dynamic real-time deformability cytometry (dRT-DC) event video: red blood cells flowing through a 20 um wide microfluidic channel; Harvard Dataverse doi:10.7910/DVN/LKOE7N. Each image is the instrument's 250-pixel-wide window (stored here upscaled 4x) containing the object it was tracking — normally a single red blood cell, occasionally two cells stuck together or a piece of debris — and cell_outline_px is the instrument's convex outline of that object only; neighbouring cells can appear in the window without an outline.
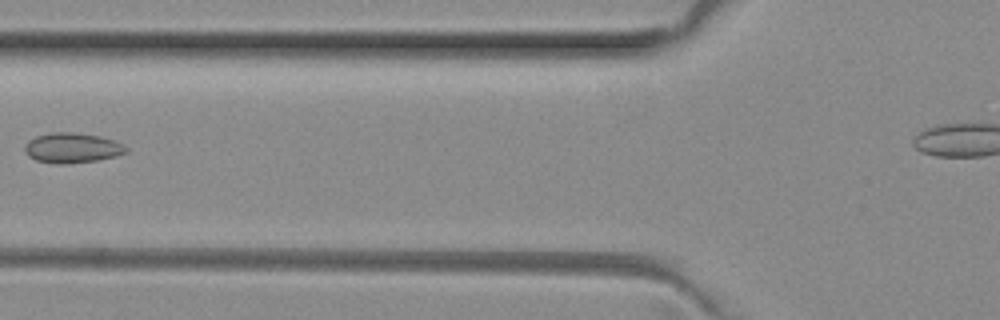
{"species": "common noctule bat (a hibernating species)", "species_latin": "Nyctalus noctula", "temperature_condition": "room temperature", "stored_images_in_passage": 7, "camera_frame_rate_fps": 3000, "um_per_image_px": 0.085, "animal": {"sex": "female", "body_mass_g": 29.2, "forearm_length_mm": 56.3}, "frame": {"image": 1, "passage_image": 5, "time_ms": 1.333, "image_size_px": [1000, 320], "cell_outline_px": [[128, 152], [116, 156], [96, 160], [64, 164], [60, 164], [36, 160], [28, 156], [24, 148], [28, 140], [36, 136], [52, 132], [72, 132], [100, 136], [112, 140], [128, 148]], "centroid_in_image_um": [6.12, 12.57], "position_along_channel_um": 119.7, "area_um2": 17.57}}
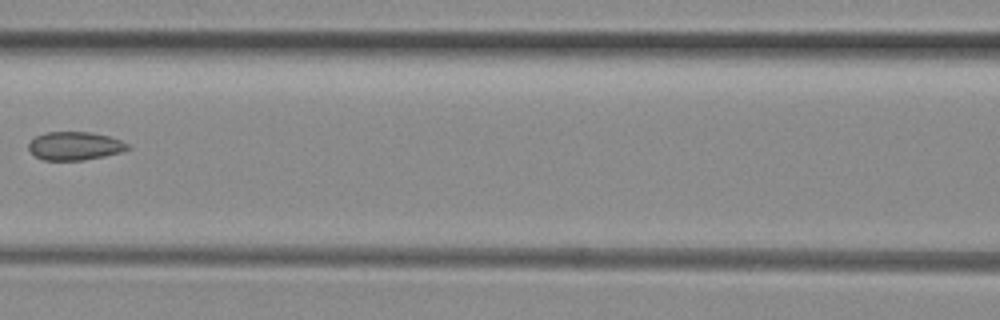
{"frame": {"image": 2, "passage_image": 6, "time_ms": 1.667, "image_size_px": [1000, 320], "cell_outline_px": [[128, 148], [120, 152], [104, 156], [84, 160], [44, 160], [36, 156], [28, 148], [28, 144], [36, 136], [48, 132], [92, 132], [108, 136], [120, 140], [128, 144]], "centroid_in_image_um": [6.35, 12.4], "position_along_channel_um": 160.3, "area_um2": 16.13}}
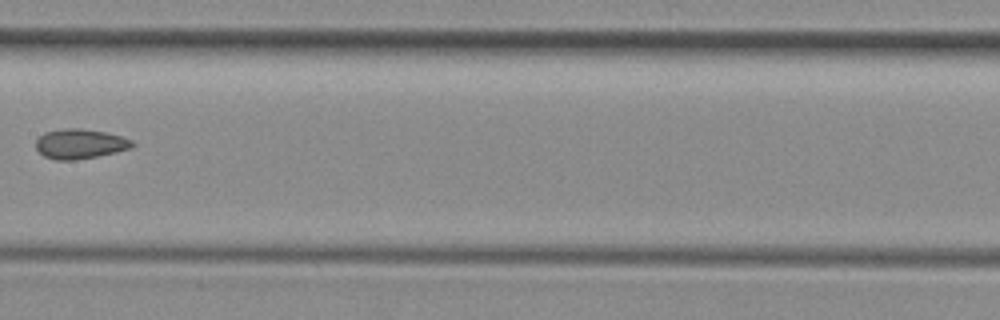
{"frame": {"image": 3, "passage_image": 7, "time_ms": 2.0, "image_size_px": [1000, 320], "cell_outline_px": [[136, 144], [132, 148], [116, 152], [76, 160], [56, 160], [44, 156], [36, 148], [36, 140], [44, 132], [64, 128], [80, 128], [108, 132], [132, 140]], "centroid_in_image_um": [6.82, 12.22], "position_along_channel_um": 200.6, "area_um2": 16.82}}